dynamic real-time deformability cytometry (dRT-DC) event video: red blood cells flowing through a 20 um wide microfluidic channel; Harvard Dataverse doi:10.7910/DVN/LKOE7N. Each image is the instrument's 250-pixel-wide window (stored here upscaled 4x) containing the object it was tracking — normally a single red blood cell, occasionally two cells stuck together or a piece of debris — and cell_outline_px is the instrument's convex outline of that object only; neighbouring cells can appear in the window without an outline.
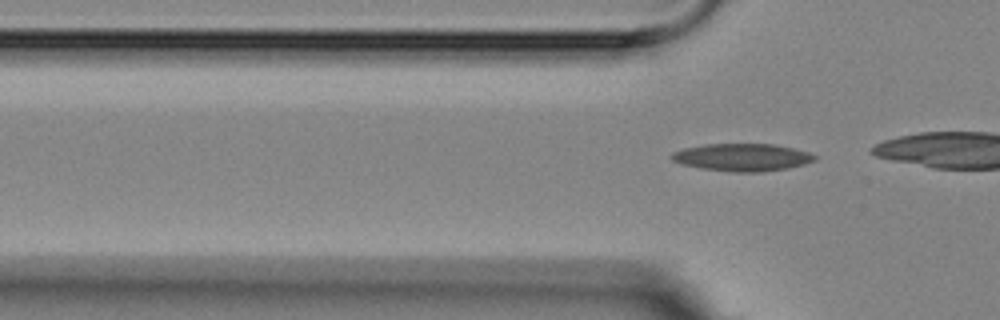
{"species": "Egyptian fruit bat (a non-hibernating species)", "species_latin": "Rousettus aegyptiacus", "temperature_condition": "room temperature", "stored_images_in_passage": 7, "segment_of_instrument_passage": [2, 2], "camera_frame_rate_fps": 3000, "um_per_image_px": 0.085, "animal": {"sex": "female"}, "frame": {"image": 1, "passage_image": 7, "time_ms": 7.0, "image_size_px": [1000, 320], "cell_outline_px": [[820, 156], [816, 160], [804, 164], [788, 168], [760, 172], [736, 172], [700, 168], [680, 164], [672, 160], [672, 152], [684, 148], [704, 144], [776, 144], [808, 152]], "centroid_in_image_um": [63.11, 13.37], "position_along_channel_um": 62.7, "area_um2": 23.0}}